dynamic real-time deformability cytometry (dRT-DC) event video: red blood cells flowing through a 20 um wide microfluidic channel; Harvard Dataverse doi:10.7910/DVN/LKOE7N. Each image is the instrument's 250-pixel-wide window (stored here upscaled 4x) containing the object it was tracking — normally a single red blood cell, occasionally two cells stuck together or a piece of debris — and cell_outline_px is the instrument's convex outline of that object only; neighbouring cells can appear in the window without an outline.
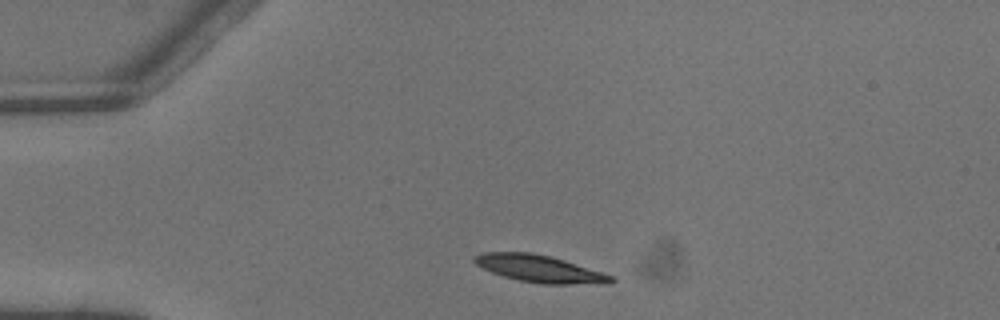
{"species": "common noctule bat (a hibernating species)", "species_latin": "Nyctalus noctula", "temperature_condition": "warm", "stored_images_in_passage": 2, "camera_frame_rate_fps": 3000, "um_per_image_px": 0.085, "animal": {"sex": "male", "body_mass_g": 13.3}, "frame": {"image": 1, "passage_image": 1, "time_ms": 0.0, "image_size_px": [1000, 320], "cell_outline_px": [[616, 280], [608, 284], [544, 284], [520, 280], [504, 276], [492, 272], [476, 264], [472, 260], [472, 256], [480, 252], [532, 252], [552, 256], [604, 272], [612, 276]], "centroid_in_image_um": [45.9, 22.83], "position_along_channel_um": 39.1, "area_um2": 21.85}}